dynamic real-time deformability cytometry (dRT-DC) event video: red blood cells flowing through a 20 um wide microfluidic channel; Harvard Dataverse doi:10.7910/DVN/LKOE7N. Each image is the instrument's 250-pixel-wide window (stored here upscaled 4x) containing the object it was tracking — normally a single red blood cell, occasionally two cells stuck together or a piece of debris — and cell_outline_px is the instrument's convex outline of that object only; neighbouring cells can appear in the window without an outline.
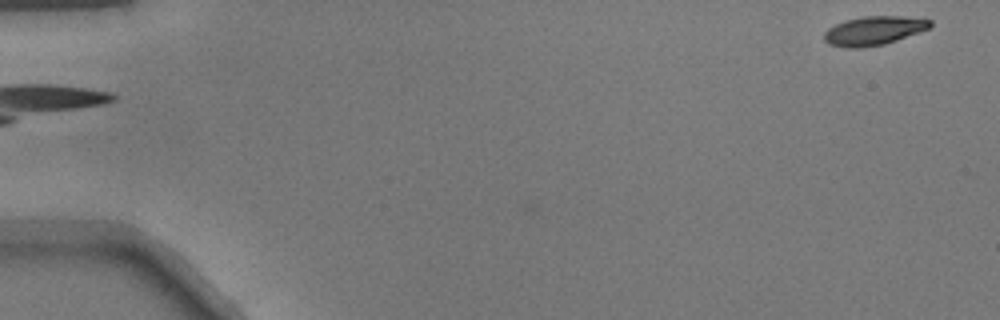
{"species": "common noctule bat (a hibernating species)", "species_latin": "Nyctalus noctula", "temperature_condition": "warm", "stored_images_in_passage": 8, "camera_frame_rate_fps": 3000, "um_per_image_px": 0.085, "animal": {"sex": "male", "body_mass_g": 17.9}, "frame": {"image": 1, "passage_image": 8, "time_ms": 2.333, "image_size_px": [1000, 320], "cell_outline_px": [[932, 24], [928, 28], [896, 40], [884, 44], [860, 48], [844, 48], [828, 44], [824, 40], [824, 32], [828, 28], [844, 20], [864, 16], [900, 16], [932, 20]], "centroid_in_image_um": [74.21, 2.61], "position_along_channel_um": 10.8, "area_um2": 17.74}}